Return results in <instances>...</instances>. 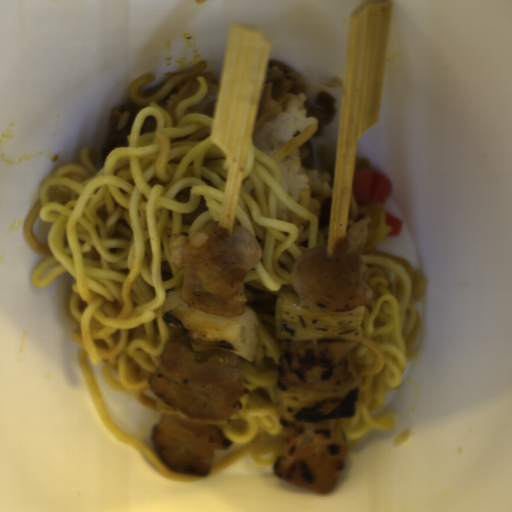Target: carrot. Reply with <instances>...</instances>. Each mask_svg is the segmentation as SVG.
<instances>
[{"instance_id": "1", "label": "carrot", "mask_w": 512, "mask_h": 512, "mask_svg": "<svg viewBox=\"0 0 512 512\" xmlns=\"http://www.w3.org/2000/svg\"><path fill=\"white\" fill-rule=\"evenodd\" d=\"M393 182L384 172L361 168L353 172L352 197L358 206L383 204L392 193Z\"/></svg>"}, {"instance_id": "2", "label": "carrot", "mask_w": 512, "mask_h": 512, "mask_svg": "<svg viewBox=\"0 0 512 512\" xmlns=\"http://www.w3.org/2000/svg\"><path fill=\"white\" fill-rule=\"evenodd\" d=\"M385 224L386 226H390L392 229L391 232L388 233L387 237L398 236L403 229L401 219L388 212L385 213Z\"/></svg>"}]
</instances>
